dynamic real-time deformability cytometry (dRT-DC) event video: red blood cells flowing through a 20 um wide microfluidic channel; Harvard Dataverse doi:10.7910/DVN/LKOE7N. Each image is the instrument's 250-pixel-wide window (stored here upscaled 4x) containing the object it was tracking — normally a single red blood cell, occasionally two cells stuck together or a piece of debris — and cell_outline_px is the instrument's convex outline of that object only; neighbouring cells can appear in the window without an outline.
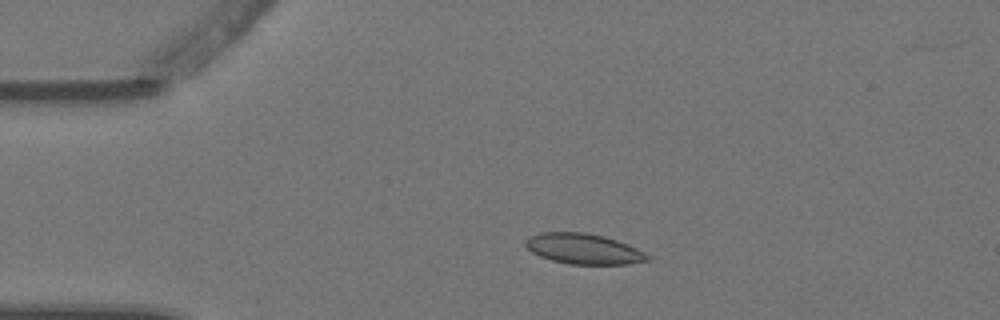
{"species": "Egyptian fruit bat (a non-hibernating species)", "species_latin": "Rousettus aegyptiacus", "temperature_condition": "warm", "stored_images_in_passage": 5, "camera_frame_rate_fps": 3000, "um_per_image_px": 0.085, "animal": {"sex": "female"}, "frame": {"image": 1, "passage_image": 3, "time_ms": 0.667, "image_size_px": [1000, 320], "cell_outline_px": [[652, 260], [628, 264], [568, 264], [552, 260], [540, 256], [532, 252], [524, 244], [524, 240], [540, 232], [588, 232], [604, 236], [628, 244], [652, 256]], "centroid_in_image_um": [49.64, 21.15], "position_along_channel_um": 35.4, "area_um2": 21.79}}